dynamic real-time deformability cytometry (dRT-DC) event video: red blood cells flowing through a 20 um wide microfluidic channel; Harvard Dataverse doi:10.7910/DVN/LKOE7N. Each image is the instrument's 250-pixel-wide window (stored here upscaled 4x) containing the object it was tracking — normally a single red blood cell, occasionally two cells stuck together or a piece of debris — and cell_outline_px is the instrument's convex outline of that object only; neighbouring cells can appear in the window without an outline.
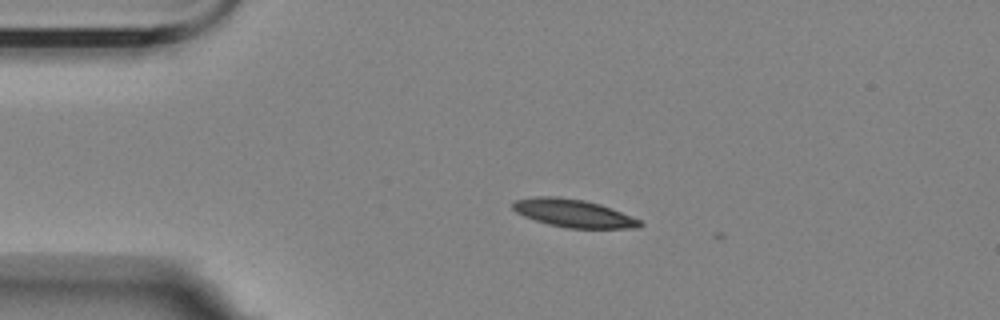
{"species": "Egyptian fruit bat (a non-hibernating species)", "species_latin": "Rousettus aegyptiacus", "temperature_condition": "room temperature", "stored_images_in_passage": 4, "camera_frame_rate_fps": 3000, "um_per_image_px": 0.085, "animal": {"sex": "female"}, "frame": {"image": 1, "passage_image": 1, "time_ms": 0.0, "image_size_px": [1000, 320], "cell_outline_px": [[644, 224], [640, 228], [568, 228], [548, 224], [524, 216], [516, 212], [512, 208], [512, 204], [516, 200], [536, 196], [556, 196], [584, 200], [600, 204], [640, 220]], "centroid_in_image_um": [48.74, 18.13], "position_along_channel_um": 36.3, "area_um2": 20.52}}